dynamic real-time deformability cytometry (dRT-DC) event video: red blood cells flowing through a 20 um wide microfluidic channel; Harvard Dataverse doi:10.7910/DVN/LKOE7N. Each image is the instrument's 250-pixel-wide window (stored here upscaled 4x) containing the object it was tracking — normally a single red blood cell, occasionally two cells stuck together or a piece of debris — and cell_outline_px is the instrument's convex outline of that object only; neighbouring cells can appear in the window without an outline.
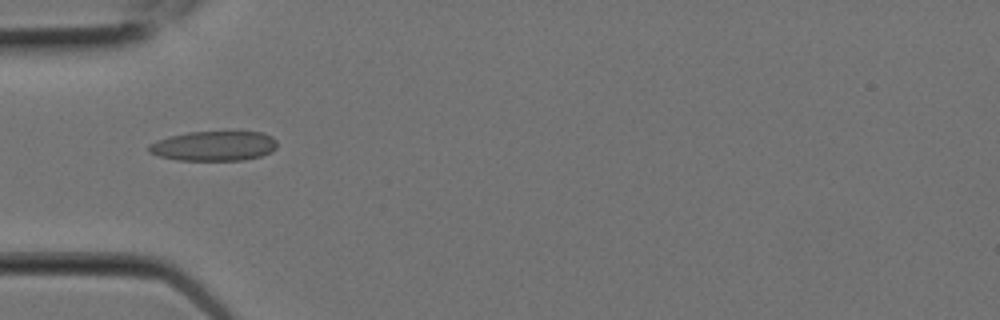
{"species": "Egyptian fruit bat (a non-hibernating species)", "species_latin": "Rousettus aegyptiacus", "temperature_condition": "room temperature", "stored_images_in_passage": 6, "camera_frame_rate_fps": 3000, "um_per_image_px": 0.085, "animal": {"sex": "female"}, "frame": {"image": 1, "passage_image": 4, "time_ms": 1.0, "image_size_px": [1000, 320], "cell_outline_px": [[276, 148], [272, 152], [260, 156], [244, 160], [176, 160], [160, 156], [148, 152], [148, 144], [156, 140], [168, 136], [188, 132], [264, 132], [272, 136], [276, 140]], "centroid_in_image_um": [18.17, 12.4], "position_along_channel_um": 66.8, "area_um2": 22.43}}
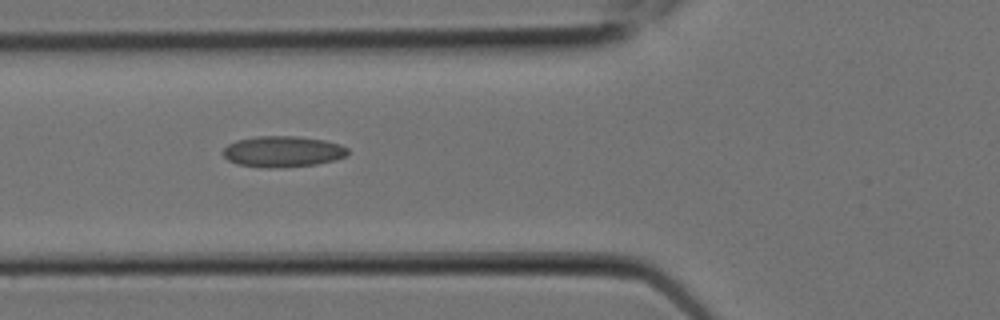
{"frame": {"image": 2, "passage_image": 5, "time_ms": 1.333, "image_size_px": [1000, 320], "cell_outline_px": [[348, 152], [344, 156], [336, 160], [316, 164], [236, 164], [228, 160], [224, 156], [224, 148], [228, 144], [236, 140], [256, 136], [296, 136], [324, 140], [340, 144], [348, 148]], "centroid_in_image_um": [24.07, 12.81], "position_along_channel_um": 101.7, "area_um2": 21.27}}
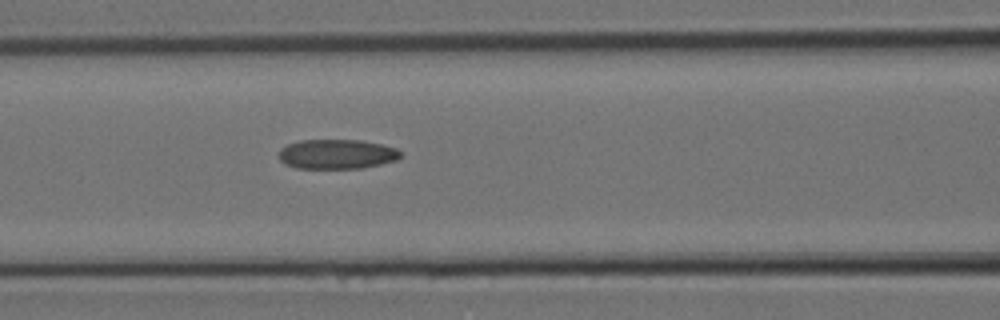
{"frame": {"image": 3, "passage_image": 6, "time_ms": 1.667, "image_size_px": [1000, 320], "cell_outline_px": [[404, 156], [396, 160], [380, 164], [360, 168], [296, 168], [284, 164], [280, 160], [280, 148], [288, 144], [300, 140], [360, 140], [380, 144], [396, 148]], "centroid_in_image_um": [28.63, 13.1], "position_along_channel_um": 138.0, "area_um2": 20.98}}